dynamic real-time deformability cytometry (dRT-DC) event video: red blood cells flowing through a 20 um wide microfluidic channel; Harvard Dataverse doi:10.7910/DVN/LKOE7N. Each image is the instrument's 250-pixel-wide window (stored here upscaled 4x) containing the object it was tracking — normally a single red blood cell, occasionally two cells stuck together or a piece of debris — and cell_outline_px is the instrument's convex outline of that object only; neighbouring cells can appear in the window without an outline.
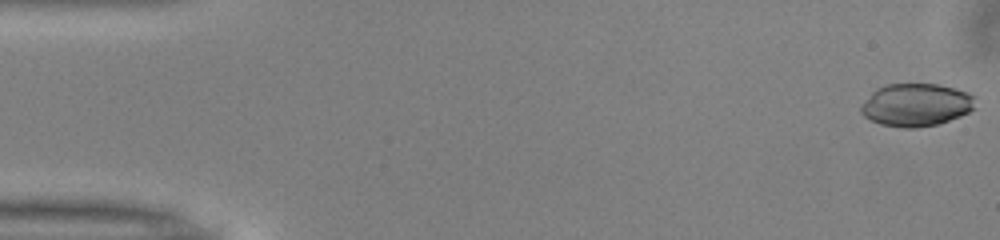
{"species": "common noctule bat (a hibernating species)", "species_latin": "Nyctalus noctula", "temperature_condition": "warm", "stored_images_in_passage": 51, "camera_frame_rate_fps": 3000, "um_per_image_px": 0.085, "animal": {"sex": "male", "body_mass_g": 13.0, "forearm_length_mm": 53.1}, "frame": {"image": 1, "passage_image": 1, "time_ms": 0.0, "image_size_px": [1000, 240], "cell_outline_px": [[976, 108], [960, 116], [936, 124], [916, 128], [900, 128], [880, 124], [864, 116], [860, 112], [860, 104], [876, 88], [888, 84], [936, 84], [956, 88], [968, 92], [976, 96]], "centroid_in_image_um": [77.88, 8.91], "position_along_channel_um": 7.1, "area_um2": 28.78}}
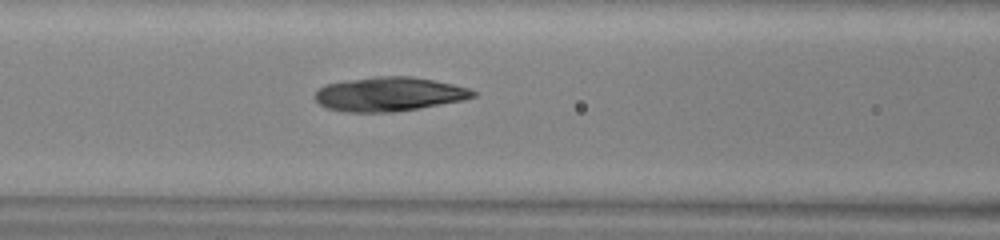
{"frame": {"image": 2, "passage_image": 21, "time_ms": 6.667, "image_size_px": [1000, 240], "cell_outline_px": [[476, 96], [464, 100], [420, 108], [392, 112], [348, 112], [328, 108], [320, 104], [316, 100], [316, 92], [324, 84], [344, 80], [376, 76], [412, 76], [452, 84], [468, 88], [476, 92]], "centroid_in_image_um": [33.08, 7.99], "position_along_channel_um": 133.5, "area_um2": 31.39}}
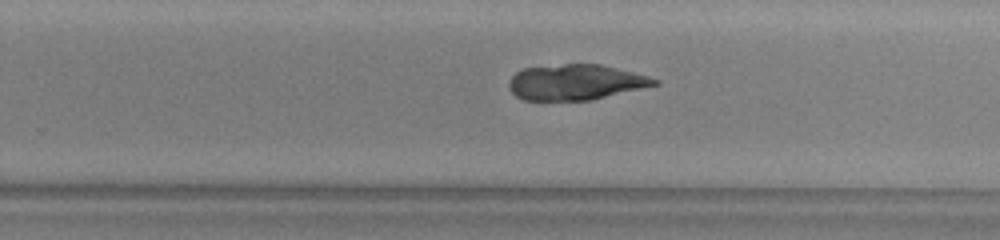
{"frame": {"image": 3, "passage_image": 32, "time_ms": 10.333, "image_size_px": [1000, 240], "cell_outline_px": [[660, 84], [592, 100], [524, 100], [516, 96], [508, 88], [508, 80], [516, 72], [524, 68], [564, 64], [600, 64], [648, 76], [660, 80]], "centroid_in_image_um": [48.92, 6.99], "position_along_channel_um": 280.9, "area_um2": 30.11}}